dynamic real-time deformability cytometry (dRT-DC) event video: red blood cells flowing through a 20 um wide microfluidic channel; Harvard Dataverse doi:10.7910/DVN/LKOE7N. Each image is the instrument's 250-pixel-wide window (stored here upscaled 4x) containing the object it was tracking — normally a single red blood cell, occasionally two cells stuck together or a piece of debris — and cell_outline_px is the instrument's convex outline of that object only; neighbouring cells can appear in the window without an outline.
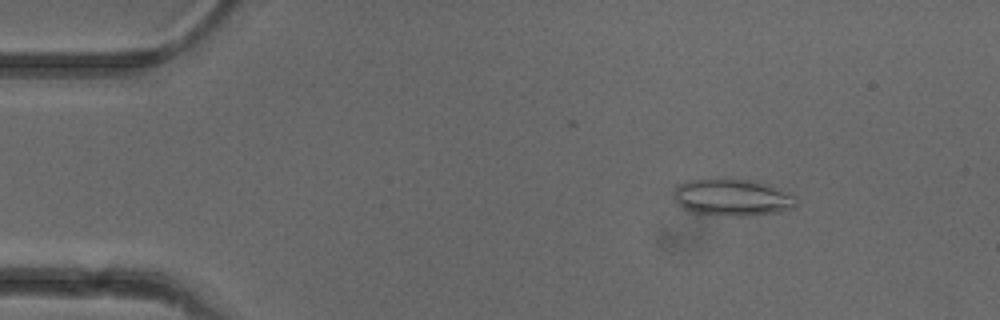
{"species": "common noctule bat (a hibernating species)", "species_latin": "Nyctalus noctula", "temperature_condition": "cold", "stored_images_in_passage": 3, "camera_frame_rate_fps": 3000, "um_per_image_px": 0.085, "animal": {"sex": "female"}, "frame": {"image": 1, "passage_image": 1, "time_ms": 0.0, "image_size_px": [1000, 320], "cell_outline_px": [[796, 204], [792, 208], [780, 212], [748, 216], [732, 216], [696, 212], [684, 208], [672, 196], [676, 188], [680, 184], [688, 180], [756, 180], [796, 196]], "centroid_in_image_um": [62.29, 16.8], "position_along_channel_um": 22.7, "area_um2": 25.78}}